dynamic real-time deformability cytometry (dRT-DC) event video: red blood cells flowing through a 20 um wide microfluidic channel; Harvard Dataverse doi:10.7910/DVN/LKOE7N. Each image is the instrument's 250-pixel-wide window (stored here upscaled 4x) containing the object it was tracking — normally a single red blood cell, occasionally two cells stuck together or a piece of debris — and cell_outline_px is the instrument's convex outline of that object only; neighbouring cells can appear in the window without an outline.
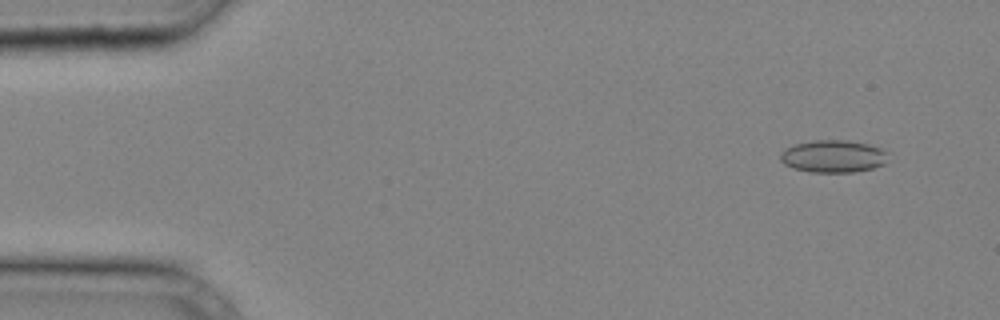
{"species": "common noctule bat (a hibernating species)", "species_latin": "Nyctalus noctula", "temperature_condition": "cold", "stored_images_in_passage": 37, "camera_frame_rate_fps": 3000, "um_per_image_px": 0.085, "animal": {"sex": "male", "body_mass_g": 20.4}, "frame": {"image": 1, "passage_image": 3, "time_ms": 0.667, "image_size_px": [1000, 320], "cell_outline_px": [[888, 152], [884, 164], [872, 168], [852, 172], [808, 172], [792, 168], [784, 164], [780, 160], [780, 152], [784, 148], [796, 144], [816, 140], [848, 140], [868, 144], [884, 148]], "centroid_in_image_um": [70.81, 13.28], "position_along_channel_um": 14.2, "area_um2": 20.52}}
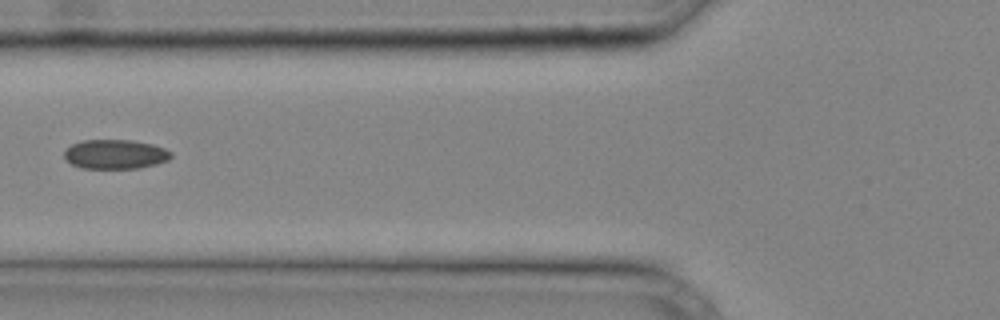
{"frame": {"image": 2, "passage_image": 15, "time_ms": 4.667, "image_size_px": [1000, 320], "cell_outline_px": [[172, 156], [168, 160], [156, 164], [136, 168], [80, 168], [72, 164], [64, 156], [64, 152], [72, 144], [84, 140], [132, 140], [152, 144], [164, 148], [172, 152]], "centroid_in_image_um": [9.81, 13.11], "position_along_channel_um": 116.0, "area_um2": 18.15}}
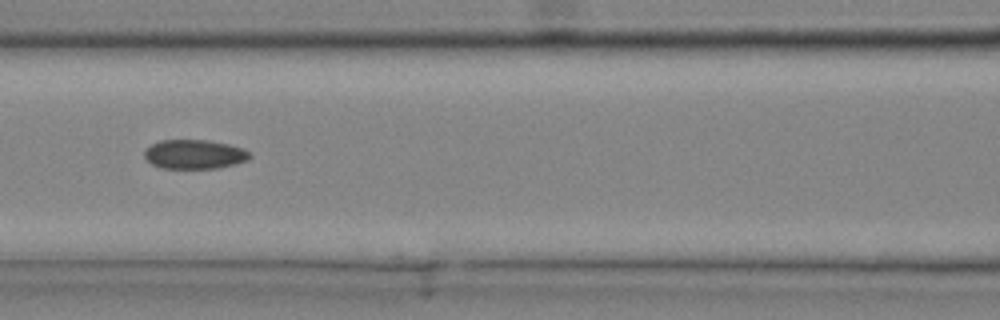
{"frame": {"image": 3, "passage_image": 17, "time_ms": 5.333, "image_size_px": [1000, 320], "cell_outline_px": [[252, 156], [248, 160], [236, 164], [216, 168], [160, 168], [152, 164], [144, 156], [144, 148], [160, 140], [208, 140], [228, 144], [244, 148], [252, 152]], "centroid_in_image_um": [16.55, 13.11], "position_along_channel_um": 150.0, "area_um2": 18.15}}